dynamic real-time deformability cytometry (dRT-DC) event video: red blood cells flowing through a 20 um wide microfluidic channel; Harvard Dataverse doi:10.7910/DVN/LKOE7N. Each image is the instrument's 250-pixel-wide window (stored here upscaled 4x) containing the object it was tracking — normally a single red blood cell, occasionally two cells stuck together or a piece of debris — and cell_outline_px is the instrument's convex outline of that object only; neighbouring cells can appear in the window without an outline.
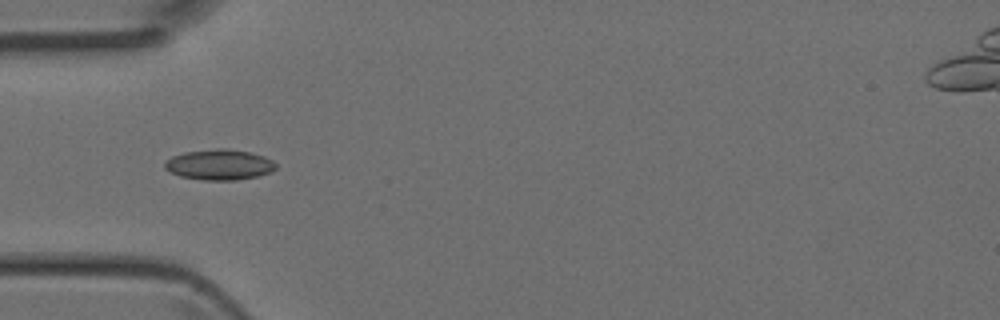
{"species": "Egyptian fruit bat (a non-hibernating species)", "species_latin": "Rousettus aegyptiacus", "temperature_condition": "room temperature", "stored_images_in_passage": 2, "camera_frame_rate_fps": 3000, "um_per_image_px": 0.085, "animal": {"sex": "female"}, "frame": {"image": 1, "passage_image": 1, "time_ms": 0.0, "image_size_px": [1000, 320], "cell_outline_px": [[276, 168], [272, 172], [256, 176], [236, 180], [204, 180], [180, 176], [164, 168], [164, 164], [172, 156], [184, 152], [216, 148], [228, 148], [252, 152], [264, 156], [272, 160], [276, 164]], "centroid_in_image_um": [18.67, 13.98], "position_along_channel_um": 66.3, "area_um2": 19.83}}
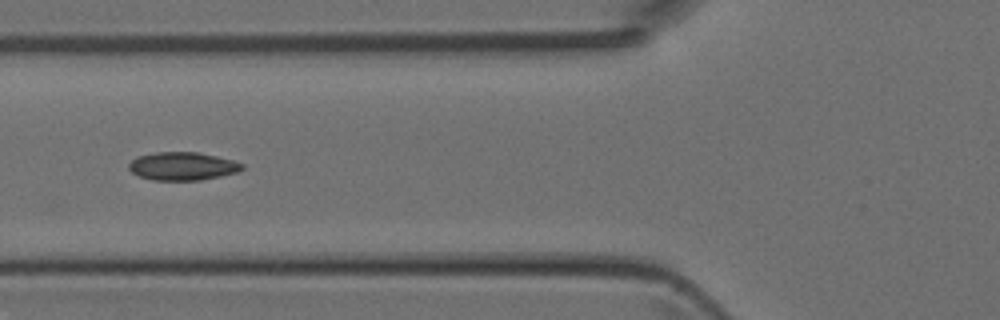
{"frame": {"image": 2, "passage_image": 2, "time_ms": 0.333, "image_size_px": [1000, 320], "cell_outline_px": [[244, 168], [236, 172], [220, 176], [200, 180], [152, 180], [140, 176], [132, 172], [128, 168], [128, 164], [136, 156], [156, 152], [196, 152], [216, 156], [232, 160], [244, 164]], "centroid_in_image_um": [15.49, 14.12], "position_along_channel_um": 110.3, "area_um2": 18.5}}